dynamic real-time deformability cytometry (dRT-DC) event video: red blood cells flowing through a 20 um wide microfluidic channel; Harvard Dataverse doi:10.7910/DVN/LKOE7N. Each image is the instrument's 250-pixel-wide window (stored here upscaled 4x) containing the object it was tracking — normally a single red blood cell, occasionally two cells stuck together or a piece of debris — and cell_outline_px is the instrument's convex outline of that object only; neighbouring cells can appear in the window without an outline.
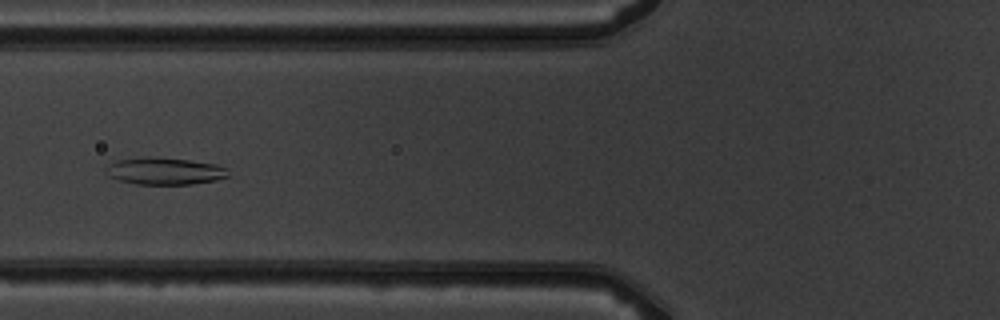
{"species": "common noctule bat (a hibernating species)", "species_latin": "Nyctalus noctula", "temperature_condition": "warm", "stored_images_in_passage": 8, "camera_frame_rate_fps": 3000, "um_per_image_px": 0.085, "animal": {"sex": "male", "body_mass_g": 19.5, "forearm_length_mm": 54.6}, "frame": {"image": 1, "passage_image": 7, "time_ms": 7.0, "image_size_px": [1000, 320], "cell_outline_px": [[228, 176], [216, 180], [192, 184], [136, 184], [120, 180], [108, 176], [108, 168], [116, 160], [144, 156], [156, 156], [188, 160], [216, 164], [224, 168]], "centroid_in_image_um": [13.99, 14.53], "position_along_channel_um": 111.8, "area_um2": 19.07}}